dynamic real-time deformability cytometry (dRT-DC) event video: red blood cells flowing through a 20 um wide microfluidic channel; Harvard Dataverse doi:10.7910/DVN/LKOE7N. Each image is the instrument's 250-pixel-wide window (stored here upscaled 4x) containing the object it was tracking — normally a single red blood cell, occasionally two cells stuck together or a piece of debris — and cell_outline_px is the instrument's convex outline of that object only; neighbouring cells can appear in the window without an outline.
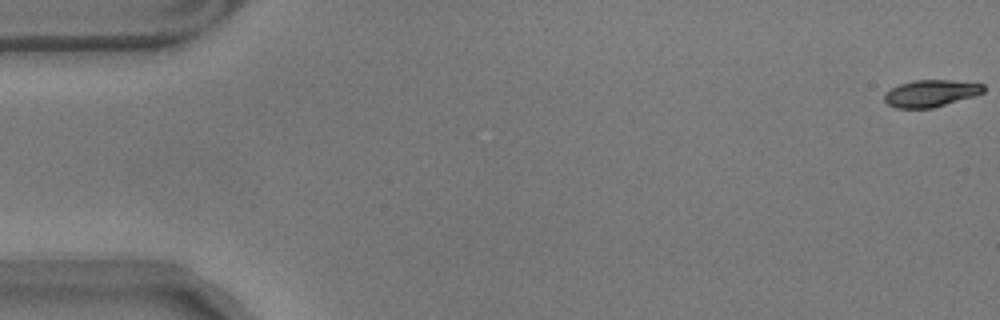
{"species": "common noctule bat (a hibernating species)", "species_latin": "Nyctalus noctula", "temperature_condition": "warm", "stored_images_in_passage": 58, "camera_frame_rate_fps": 3000, "um_per_image_px": 0.085, "animal": {"sex": "male", "body_mass_g": 17.9}, "frame": {"image": 1, "passage_image": 1, "time_ms": 0.0, "image_size_px": [1000, 320], "cell_outline_px": [[984, 92], [972, 96], [932, 108], [896, 108], [888, 104], [884, 100], [884, 92], [900, 84], [912, 80], [952, 80], [984, 84]], "centroid_in_image_um": [79.08, 7.92], "position_along_channel_um": 5.9, "area_um2": 15.43}}
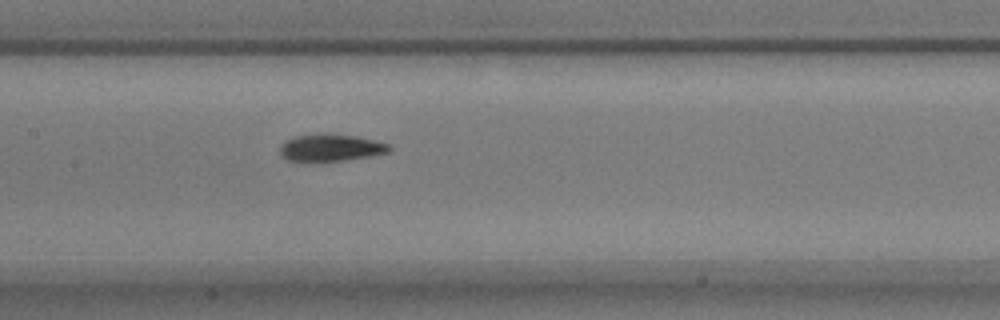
{"frame": {"image": 2, "passage_image": 28, "time_ms": 9.0, "image_size_px": [1000, 320], "cell_outline_px": [[392, 148], [388, 152], [368, 156], [344, 160], [316, 164], [288, 160], [280, 156], [280, 148], [284, 140], [296, 136], [324, 132], [328, 132], [356, 136], [388, 144]], "centroid_in_image_um": [28.02, 12.57], "position_along_channel_um": 179.4, "area_um2": 17.92}}
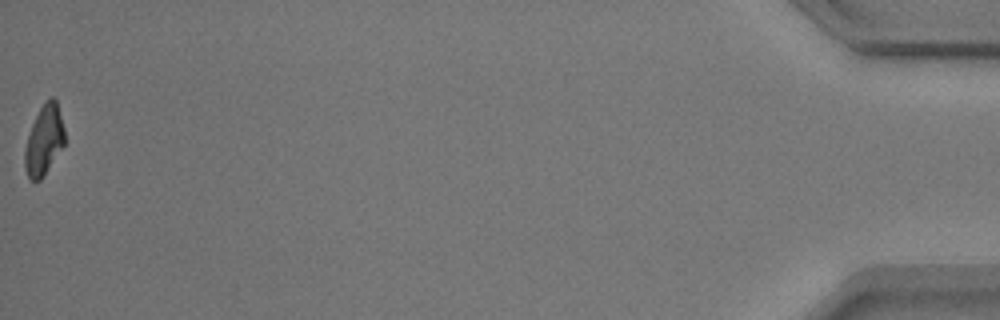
{"frame": {"image": 3, "passage_image": 58, "time_ms": 19.0, "image_size_px": [1000, 320], "cell_outline_px": [[64, 144], [40, 180], [32, 180], [28, 176], [24, 168], [24, 152], [28, 136], [32, 124], [40, 108], [52, 96], [56, 100], [64, 128]], "centroid_in_image_um": [3.73, 11.92], "position_along_channel_um": 431.5, "area_um2": 15.72}, "authors_computed_cell_mechanics": {"area_um2": 17.1666, "velocity_mm_per_s": 3.524, "shape_relaxation_time_tau1_ms": 3.5608, "shape_relaxation_time_tau2_ms": 3.3456, "deformation_change_tau1": 0.1709, "deformation_change_tau2": 0.0836}}